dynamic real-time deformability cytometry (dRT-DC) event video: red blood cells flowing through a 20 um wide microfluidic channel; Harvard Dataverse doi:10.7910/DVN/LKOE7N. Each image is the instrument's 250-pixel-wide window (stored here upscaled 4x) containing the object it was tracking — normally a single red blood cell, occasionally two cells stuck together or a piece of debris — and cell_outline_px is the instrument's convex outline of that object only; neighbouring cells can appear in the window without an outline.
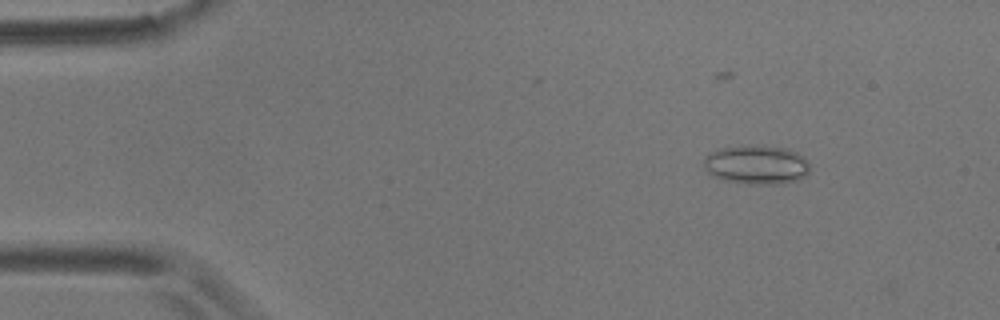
{"species": "common noctule bat (a hibernating species)", "species_latin": "Nyctalus noctula", "temperature_condition": "room temperature", "stored_images_in_passage": 50, "camera_frame_rate_fps": 3000, "um_per_image_px": 0.085, "animal": {"sex": "male", "body_mass_g": 17.9}, "frame": {"image": 1, "passage_image": 6, "time_ms": 1.667, "image_size_px": [1000, 320], "cell_outline_px": [[808, 172], [800, 180], [780, 184], [748, 184], [724, 180], [712, 176], [704, 168], [704, 156], [716, 148], [788, 148], [804, 156], [808, 160]], "centroid_in_image_um": [64.3, 14.05], "position_along_channel_um": 20.7, "area_um2": 23.64}}
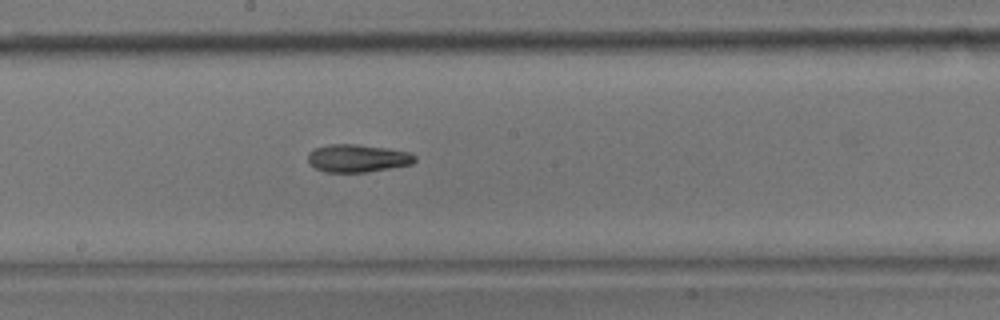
{"frame": {"image": 2, "passage_image": 29, "time_ms": 9.333, "image_size_px": [1000, 320], "cell_outline_px": [[416, 160], [412, 164], [368, 172], [324, 172], [316, 168], [308, 160], [308, 152], [316, 148], [328, 144], [356, 144], [388, 148], [408, 152], [416, 156]], "centroid_in_image_um": [30.4, 13.45], "position_along_channel_um": 217.8, "area_um2": 17.28}}
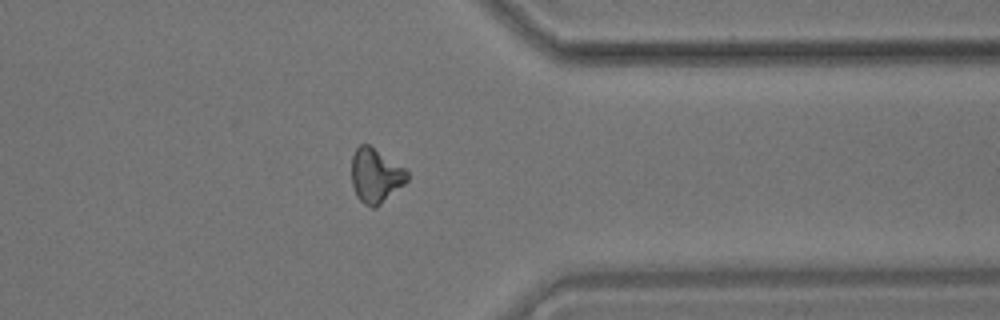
{"frame": {"image": 3, "passage_image": 43, "time_ms": 14.0, "image_size_px": [1000, 320], "cell_outline_px": [[408, 180], [404, 184], [376, 208], [372, 208], [364, 204], [356, 196], [352, 184], [352, 156], [356, 148], [360, 144], [368, 144], [404, 168], [408, 172]], "centroid_in_image_um": [31.91, 14.94], "position_along_channel_um": 379.5, "area_um2": 17.46}}